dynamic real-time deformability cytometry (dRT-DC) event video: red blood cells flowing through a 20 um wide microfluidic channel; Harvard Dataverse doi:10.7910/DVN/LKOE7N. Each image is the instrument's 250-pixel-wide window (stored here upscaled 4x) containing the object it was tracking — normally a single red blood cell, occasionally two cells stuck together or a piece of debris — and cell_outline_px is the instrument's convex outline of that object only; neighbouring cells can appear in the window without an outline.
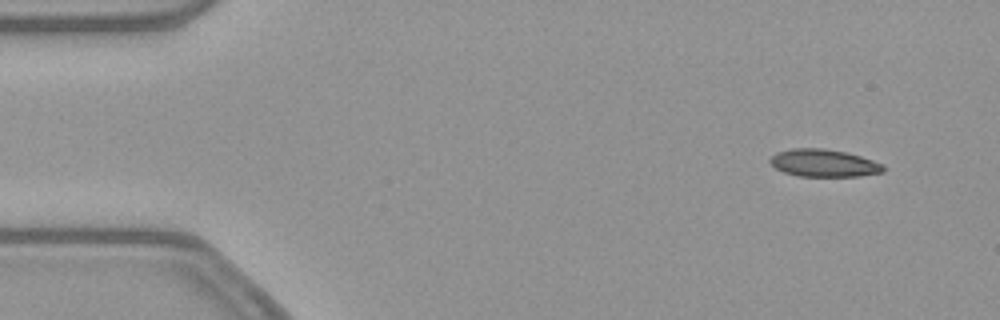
{"species": "common noctule bat (a hibernating species)", "species_latin": "Nyctalus noctula", "temperature_condition": "warm", "stored_images_in_passage": 51, "camera_frame_rate_fps": 3000, "um_per_image_px": 0.085, "animal": {"sex": "female", "body_mass_g": 21.9}, "frame": {"image": 1, "passage_image": 3, "time_ms": 0.667, "image_size_px": [1000, 320], "cell_outline_px": [[884, 172], [856, 176], [796, 176], [784, 172], [776, 168], [768, 160], [776, 152], [792, 148], [820, 148], [844, 152], [860, 156], [884, 164]], "centroid_in_image_um": [70.0, 13.86], "position_along_channel_um": 15.0, "area_um2": 18.03}}
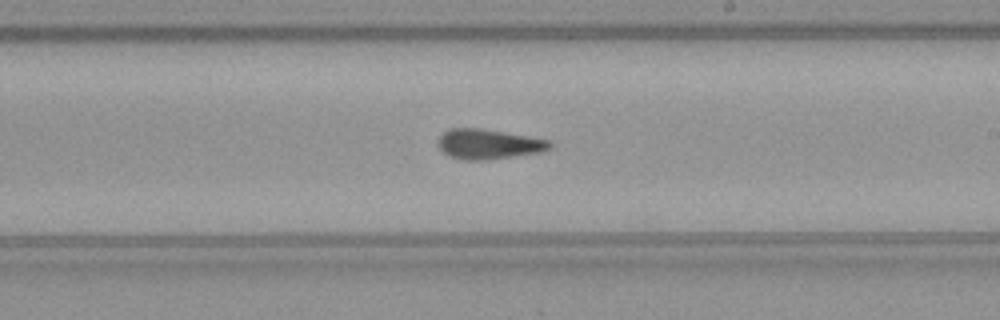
{"frame": {"image": 2, "passage_image": 29, "time_ms": 9.333, "image_size_px": [1000, 320], "cell_outline_px": [[552, 148], [540, 152], [484, 160], [464, 160], [448, 156], [436, 144], [440, 136], [448, 128], [480, 128], [552, 140]], "centroid_in_image_um": [41.52, 12.24], "position_along_channel_um": 247.5, "area_um2": 19.54}}
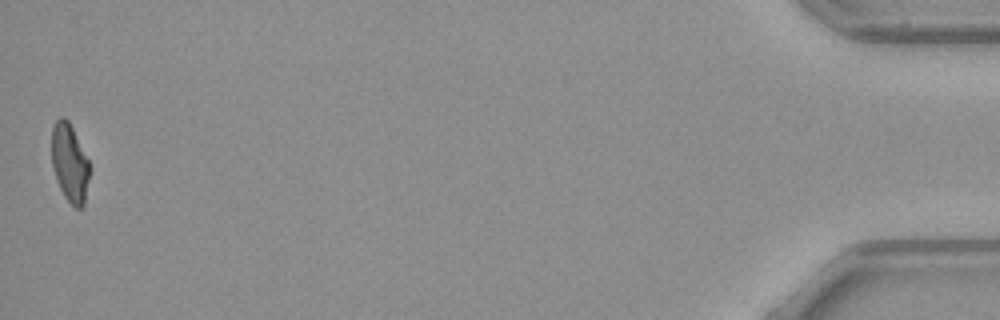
{"frame": {"image": 3, "passage_image": 51, "time_ms": 16.667, "image_size_px": [1000, 320], "cell_outline_px": [[92, 168], [84, 204], [80, 208], [76, 208], [64, 196], [60, 188], [52, 164], [52, 128], [56, 120], [60, 116], [64, 116], [68, 120]], "centroid_in_image_um": [5.95, 13.85], "position_along_channel_um": 429.3, "area_um2": 17.22}, "authors_computed_cell_mechanics": {"area_um2": 18.9584, "velocity_mm_per_s": 3.8918, "shape_relaxation_time_tau1_ms": null, "shape_relaxation_time_tau2_ms": 3.1705, "deformation_change_tau1": null, "deformation_change_tau2": 0.0972}}